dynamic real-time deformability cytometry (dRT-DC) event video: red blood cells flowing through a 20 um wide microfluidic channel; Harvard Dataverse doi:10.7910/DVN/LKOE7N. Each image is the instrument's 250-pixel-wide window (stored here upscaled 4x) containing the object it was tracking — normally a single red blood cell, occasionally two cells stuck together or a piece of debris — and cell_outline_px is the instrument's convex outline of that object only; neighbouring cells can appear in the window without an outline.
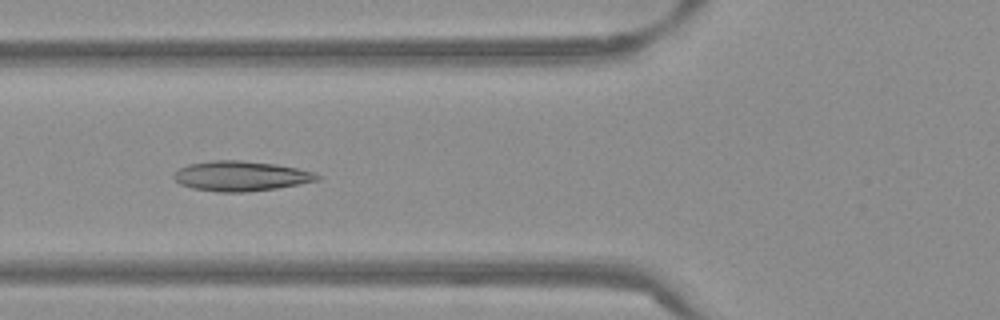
{"species": "Egyptian fruit bat (a non-hibernating species)", "species_latin": "Rousettus aegyptiacus", "temperature_condition": "warm", "stored_images_in_passage": 38, "camera_frame_rate_fps": 3000, "um_per_image_px": 0.085, "frame": {"image": 1, "passage_image": 5, "time_ms": 1.333, "image_size_px": [1000, 320], "cell_outline_px": [[320, 180], [276, 188], [248, 192], [216, 192], [192, 188], [180, 184], [172, 176], [180, 168], [188, 164], [212, 160], [240, 160], [276, 164], [316, 172], [320, 176]], "centroid_in_image_um": [20.48, 14.96], "position_along_channel_um": 105.3, "area_um2": 25.09}}
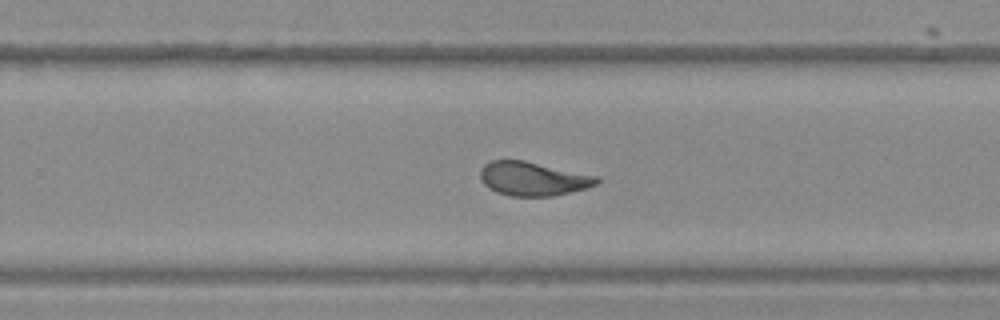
{"frame": {"image": 2, "passage_image": 19, "time_ms": 6.0, "image_size_px": [1000, 320], "cell_outline_px": [[600, 180], [596, 184], [588, 188], [552, 196], [512, 196], [496, 192], [488, 188], [480, 180], [480, 168], [484, 164], [492, 160], [524, 160], [600, 176]], "centroid_in_image_um": [45.31, 15.19], "position_along_channel_um": 284.5, "area_um2": 23.24}}
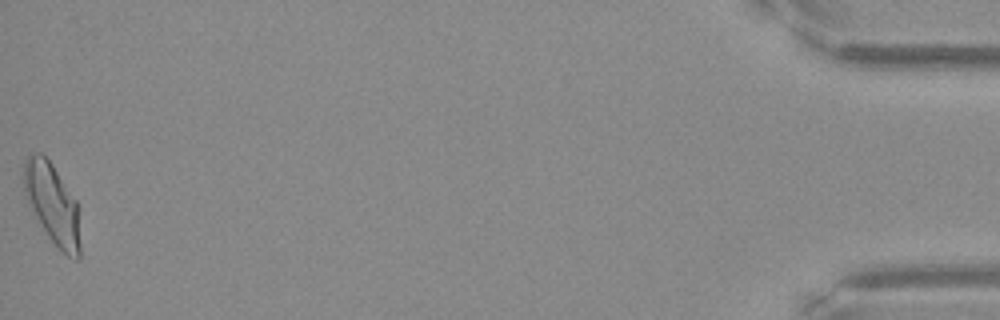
{"frame": {"image": 3, "passage_image": 38, "time_ms": 12.333, "image_size_px": [1000, 320], "cell_outline_px": [[80, 256], [76, 260], [68, 256], [48, 236], [32, 212], [28, 204], [24, 192], [24, 160], [28, 156], [36, 152], [40, 152], [52, 164], [76, 200], [80, 244]], "centroid_in_image_um": [4.43, 17.31], "position_along_channel_um": 430.8, "area_um2": 26.01}, "authors_computed_cell_mechanics": {"area_um2": 23.5246, "velocity_mm_per_s": 3.8316, "shape_relaxation_time_tau1_ms": 9.5307, "shape_relaxation_time_tau2_ms": 1.0961, "deformation_change_tau1": 0.2253, "deformation_change_tau2": 0.078}}